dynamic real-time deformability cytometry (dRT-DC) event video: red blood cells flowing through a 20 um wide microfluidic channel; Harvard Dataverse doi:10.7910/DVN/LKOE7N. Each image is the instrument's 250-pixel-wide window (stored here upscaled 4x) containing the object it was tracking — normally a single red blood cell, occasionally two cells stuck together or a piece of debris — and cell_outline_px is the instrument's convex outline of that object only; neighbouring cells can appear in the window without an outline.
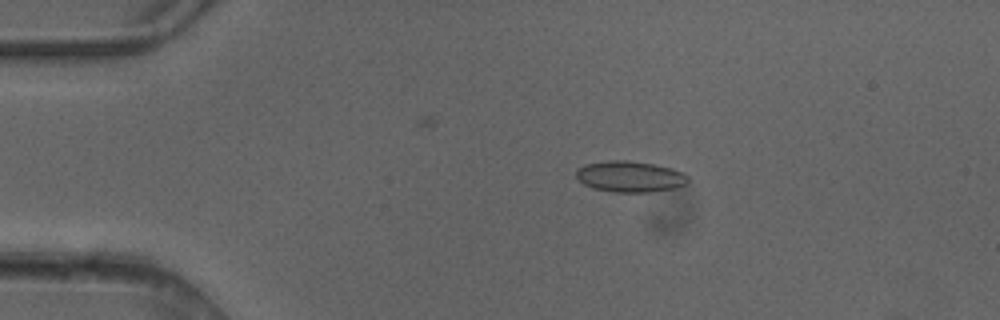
{"species": "common noctule bat (a hibernating species)", "species_latin": "Nyctalus noctula", "temperature_condition": "cold", "stored_images_in_passage": 5, "camera_frame_rate_fps": 3000, "um_per_image_px": 0.085, "animal": {"sex": "female"}, "frame": {"image": 1, "passage_image": 2, "time_ms": 0.333, "image_size_px": [1000, 320], "cell_outline_px": [[688, 184], [672, 188], [652, 192], [616, 192], [596, 188], [584, 184], [576, 176], [576, 172], [584, 164], [608, 160], [628, 160], [656, 164], [672, 168], [684, 172], [688, 176]], "centroid_in_image_um": [53.6, 14.99], "position_along_channel_um": 31.4, "area_um2": 20.23}}
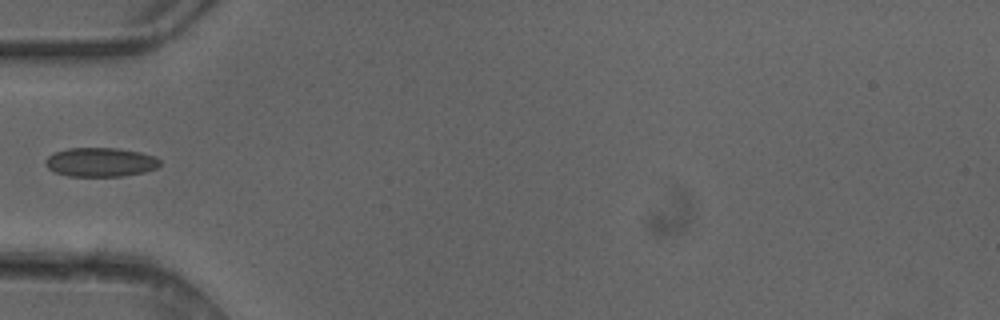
{"frame": {"image": 2, "passage_image": 4, "time_ms": 1.0, "image_size_px": [1000, 320], "cell_outline_px": [[160, 164], [156, 168], [144, 172], [124, 176], [68, 176], [56, 172], [48, 168], [44, 164], [44, 160], [48, 156], [56, 152], [68, 148], [120, 148], [140, 152], [156, 156], [160, 160]], "centroid_in_image_um": [8.55, 13.78], "position_along_channel_um": 76.5, "area_um2": 19.48}}
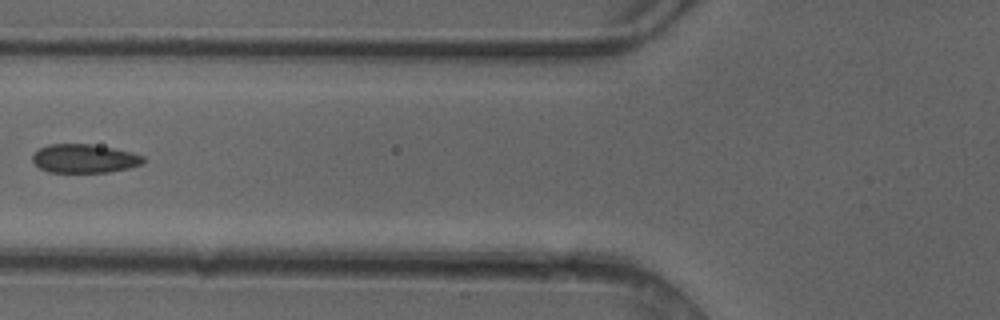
{"frame": {"image": 3, "passage_image": 5, "time_ms": 1.333, "image_size_px": [1000, 320], "cell_outline_px": [[144, 164], [128, 168], [108, 172], [48, 172], [40, 168], [32, 160], [32, 156], [40, 148], [48, 144], [92, 144], [132, 152], [144, 156]], "centroid_in_image_um": [7.19, 13.47], "position_along_channel_um": 118.6, "area_um2": 18.5}}